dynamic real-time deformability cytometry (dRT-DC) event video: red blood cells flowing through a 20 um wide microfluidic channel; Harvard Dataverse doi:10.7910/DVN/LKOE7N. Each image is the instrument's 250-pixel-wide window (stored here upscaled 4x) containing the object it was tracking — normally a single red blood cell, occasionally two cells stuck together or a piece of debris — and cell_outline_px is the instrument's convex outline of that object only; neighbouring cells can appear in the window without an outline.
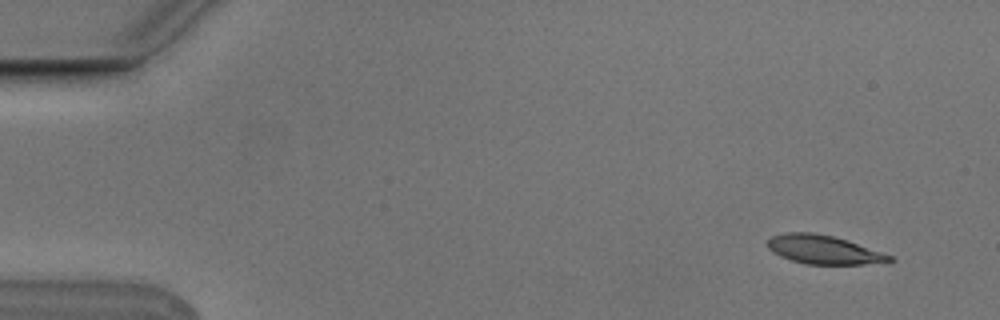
{"species": "Egyptian fruit bat (a non-hibernating species)", "species_latin": "Rousettus aegyptiacus", "temperature_condition": "cold", "stored_images_in_passage": 6, "camera_frame_rate_fps": 3000, "um_per_image_px": 0.085, "animal": {"sex": "male"}, "frame": {"image": 1, "passage_image": 1, "time_ms": 0.0, "image_size_px": [1000, 320], "cell_outline_px": [[896, 260], [864, 264], [808, 264], [792, 260], [780, 256], [772, 252], [764, 244], [772, 236], [784, 232], [812, 232], [832, 236], [848, 240], [892, 256]], "centroid_in_image_um": [69.95, 21.21], "position_along_channel_um": 15.1, "area_um2": 20.35}}